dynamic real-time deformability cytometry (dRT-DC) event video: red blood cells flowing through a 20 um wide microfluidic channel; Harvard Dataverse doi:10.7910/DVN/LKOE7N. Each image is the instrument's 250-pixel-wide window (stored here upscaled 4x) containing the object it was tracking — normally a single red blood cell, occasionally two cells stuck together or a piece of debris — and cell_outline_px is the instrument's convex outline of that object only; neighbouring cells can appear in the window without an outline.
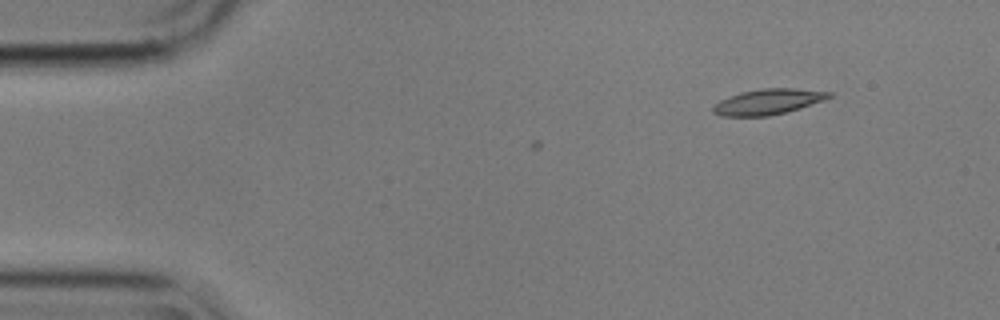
{"species": "common noctule bat (a hibernating species)", "species_latin": "Nyctalus noctula", "temperature_condition": "cold", "stored_images_in_passage": 5, "camera_frame_rate_fps": 3000, "um_per_image_px": 0.085, "animal": {"sex": "male", "body_mass_g": 17.9}, "frame": {"image": 1, "passage_image": 5, "time_ms": 1.333, "image_size_px": [1000, 320], "cell_outline_px": [[832, 96], [824, 100], [800, 108], [768, 116], [720, 116], [712, 112], [712, 108], [720, 100], [740, 92], [764, 88], [796, 88], [832, 92]], "centroid_in_image_um": [65.28, 8.64], "position_along_channel_um": 19.7, "area_um2": 17.17}}